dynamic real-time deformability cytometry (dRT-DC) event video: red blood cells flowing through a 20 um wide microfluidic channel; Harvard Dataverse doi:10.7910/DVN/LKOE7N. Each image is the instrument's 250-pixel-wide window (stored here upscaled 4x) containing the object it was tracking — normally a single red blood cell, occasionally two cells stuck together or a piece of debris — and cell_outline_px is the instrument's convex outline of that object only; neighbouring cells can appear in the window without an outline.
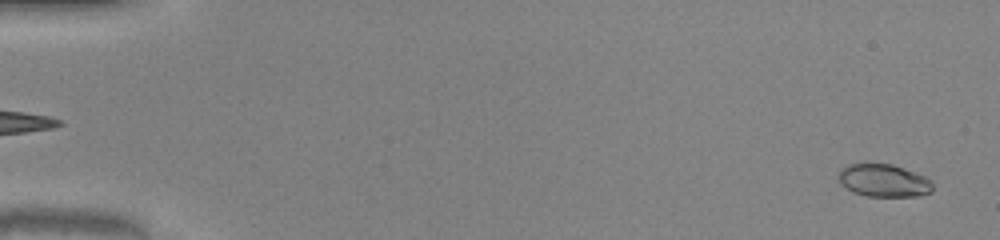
{"species": "common noctule bat (a hibernating species)", "species_latin": "Nyctalus noctula", "temperature_condition": "warm", "stored_images_in_passage": 20, "camera_frame_rate_fps": 3000, "um_per_image_px": 0.085, "animal": {"sex": "male", "body_mass_g": 20.0, "forearm_length_mm": 53.3}, "frame": {"image": 1, "passage_image": 2, "time_ms": 0.333, "image_size_px": [1000, 240], "cell_outline_px": [[932, 192], [920, 196], [868, 196], [852, 192], [840, 184], [836, 176], [840, 168], [848, 164], [892, 164], [904, 168], [924, 176], [932, 180]], "centroid_in_image_um": [75.08, 15.35], "position_along_channel_um": 9.9, "area_um2": 18.15}}
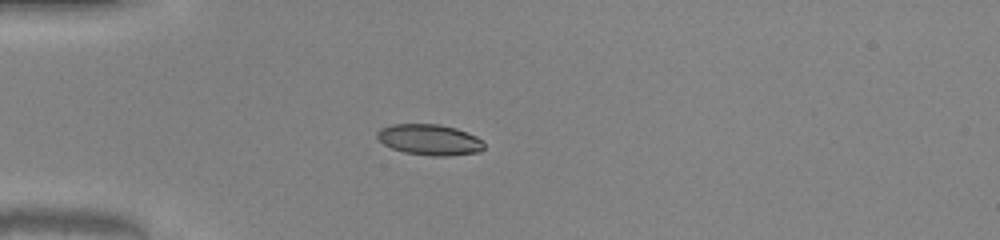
{"frame": {"image": 2, "passage_image": 15, "time_ms": 4.667, "image_size_px": [1000, 240], "cell_outline_px": [[484, 148], [480, 152], [448, 156], [432, 156], [404, 152], [392, 148], [384, 144], [376, 136], [376, 132], [380, 128], [392, 124], [440, 124], [456, 128], [476, 136], [484, 144]], "centroid_in_image_um": [36.5, 11.87], "position_along_channel_um": 48.5, "area_um2": 19.25}}
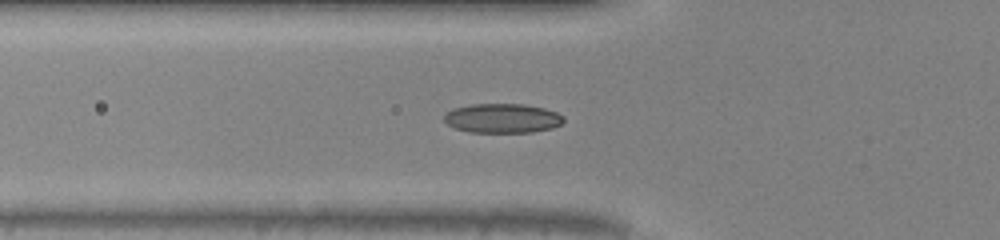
{"frame": {"image": 3, "passage_image": 19, "time_ms": 6.0, "image_size_px": [1000, 240], "cell_outline_px": [[564, 120], [560, 124], [552, 128], [532, 132], [468, 132], [456, 128], [448, 124], [444, 120], [444, 116], [452, 108], [472, 104], [524, 104], [544, 108], [556, 112], [564, 116]], "centroid_in_image_um": [42.71, 10.05], "position_along_channel_um": 83.1, "area_um2": 20.4}}